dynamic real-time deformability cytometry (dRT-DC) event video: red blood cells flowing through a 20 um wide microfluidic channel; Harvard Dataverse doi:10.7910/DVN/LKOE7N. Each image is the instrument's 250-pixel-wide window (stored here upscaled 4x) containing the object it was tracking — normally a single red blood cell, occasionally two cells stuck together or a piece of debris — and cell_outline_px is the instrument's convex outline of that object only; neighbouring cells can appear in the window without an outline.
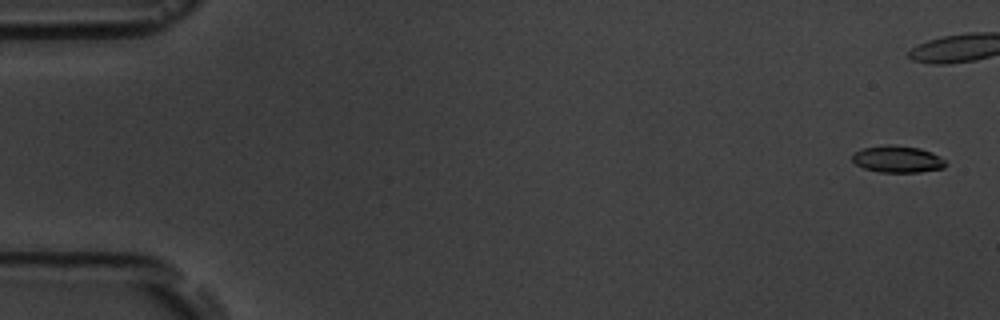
{"species": "common noctule bat (a hibernating species)", "species_latin": "Nyctalus noctula", "temperature_condition": "room temperature", "stored_images_in_passage": 12, "camera_frame_rate_fps": 3000, "um_per_image_px": 0.085, "animal": {"sex": "male", "body_mass_g": 19.5, "forearm_length_mm": 54.6}, "frame": {"image": 1, "passage_image": 1, "time_ms": 0.0, "image_size_px": [1000, 320], "cell_outline_px": [[948, 164], [944, 168], [920, 172], [880, 172], [864, 168], [856, 164], [852, 160], [852, 152], [864, 148], [884, 144], [892, 144], [920, 148], [932, 152], [940, 156]], "centroid_in_image_um": [76.3, 13.52], "position_along_channel_um": 8.7, "area_um2": 14.8}}